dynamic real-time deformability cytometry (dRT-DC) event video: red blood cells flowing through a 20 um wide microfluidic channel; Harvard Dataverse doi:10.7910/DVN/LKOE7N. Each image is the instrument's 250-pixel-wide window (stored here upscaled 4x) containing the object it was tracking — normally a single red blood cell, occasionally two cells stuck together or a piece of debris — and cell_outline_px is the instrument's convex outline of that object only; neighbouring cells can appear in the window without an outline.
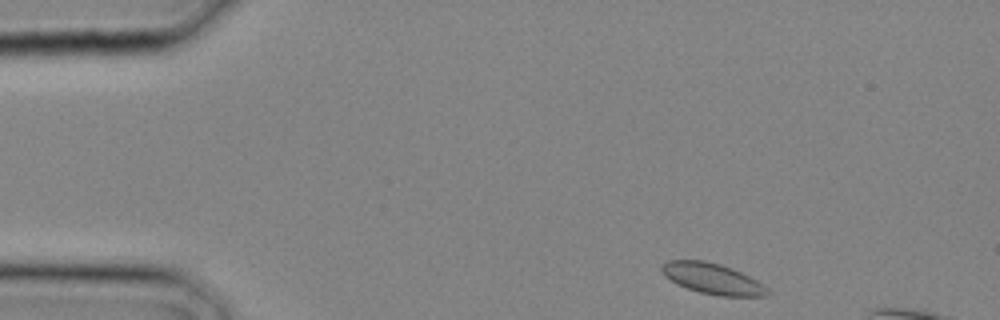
{"species": "common noctule bat (a hibernating species)", "species_latin": "Nyctalus noctula", "temperature_condition": "cold", "stored_images_in_passage": 3, "camera_frame_rate_fps": 3000, "um_per_image_px": 0.085, "animal": {"sex": "male", "body_mass_g": 20.4}, "frame": {"image": 1, "passage_image": 1, "time_ms": 0.0, "image_size_px": [1000, 320], "cell_outline_px": [[772, 292], [768, 296], [720, 296], [700, 292], [688, 288], [664, 276], [660, 268], [668, 260], [704, 260], [720, 264], [732, 268], [756, 280], [768, 288]], "centroid_in_image_um": [60.6, 23.69], "position_along_channel_um": 24.4, "area_um2": 18.79}}